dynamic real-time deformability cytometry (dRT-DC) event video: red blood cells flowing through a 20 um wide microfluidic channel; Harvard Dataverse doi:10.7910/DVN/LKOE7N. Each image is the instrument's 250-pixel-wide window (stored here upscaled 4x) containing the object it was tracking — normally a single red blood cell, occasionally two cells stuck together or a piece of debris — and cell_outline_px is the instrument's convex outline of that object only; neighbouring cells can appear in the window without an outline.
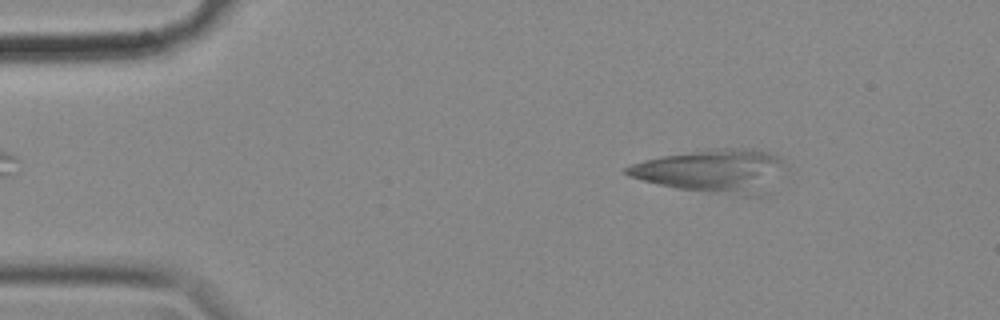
{"species": "common noctule bat (a hibernating species)", "species_latin": "Nyctalus noctula", "temperature_condition": "cold", "stored_images_in_passage": 48, "camera_frame_rate_fps": 3000, "um_per_image_px": 0.085, "animal": {"sex": "female", "body_mass_g": 18.4}, "frame": {"image": 1, "passage_image": 8, "time_ms": 2.333, "image_size_px": [1000, 320], "cell_outline_px": [[780, 164], [768, 196], [736, 196], [676, 188], [628, 176], [624, 172], [624, 168], [632, 164], [644, 160], [664, 156], [716, 148], [740, 148], [768, 152], [776, 156]], "centroid_in_image_um": [60.53, 14.56], "position_along_channel_um": 24.5, "area_um2": 39.19}, "authors_computed_cell_mechanics": {"area_um2": 21.7617, "velocity_mm_per_s": 3.4424, "shape_relaxation_time_tau1_ms": 6.4378, "shape_relaxation_time_tau2_ms": null, "deformation_change_tau1": 0.1735, "deformation_change_tau2": null}}